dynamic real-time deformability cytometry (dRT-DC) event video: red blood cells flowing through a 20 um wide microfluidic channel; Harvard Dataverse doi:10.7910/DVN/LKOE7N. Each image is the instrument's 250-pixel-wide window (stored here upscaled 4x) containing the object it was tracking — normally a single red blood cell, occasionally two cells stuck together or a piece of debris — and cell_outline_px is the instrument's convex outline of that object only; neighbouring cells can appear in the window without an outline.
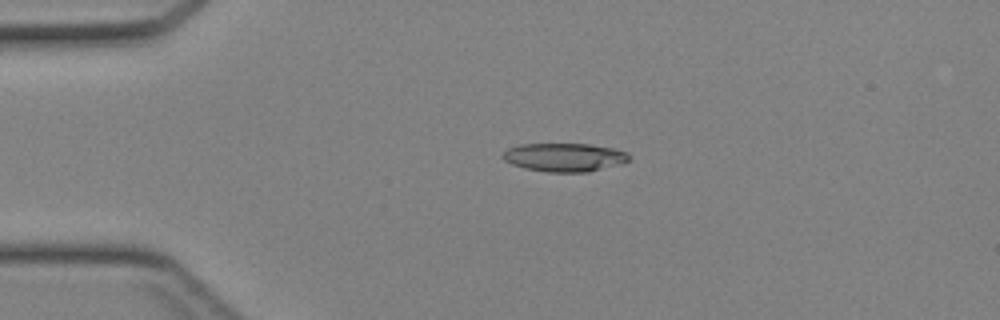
{"species": "Egyptian fruit bat (a non-hibernating species)", "species_latin": "Rousettus aegyptiacus", "temperature_condition": "cold", "stored_images_in_passage": 45, "camera_frame_rate_fps": 3000, "um_per_image_px": 0.085, "animal": {"sex": "female"}, "frame": {"image": 1, "passage_image": 11, "time_ms": 3.333, "image_size_px": [1000, 320], "cell_outline_px": [[628, 160], [620, 164], [588, 172], [548, 172], [524, 168], [512, 164], [504, 160], [500, 156], [500, 152], [508, 148], [520, 144], [588, 144], [612, 148], [628, 152]], "centroid_in_image_um": [47.91, 13.37], "position_along_channel_um": 37.1, "area_um2": 20.98}}
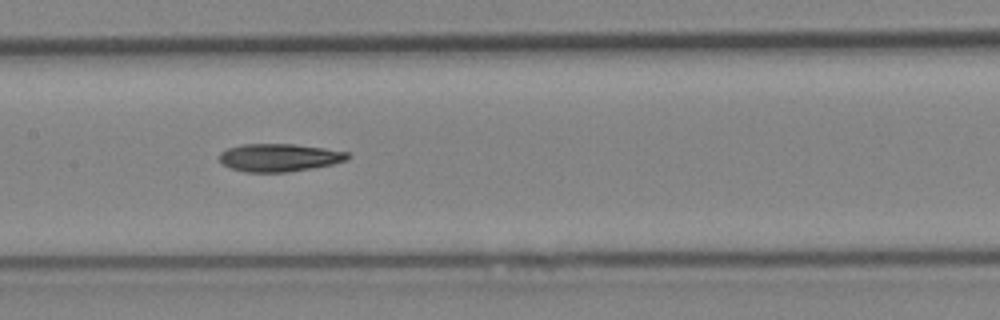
{"frame": {"image": 2, "passage_image": 23, "time_ms": 7.333, "image_size_px": [1000, 320], "cell_outline_px": [[348, 160], [332, 164], [288, 172], [244, 172], [228, 168], [220, 160], [220, 152], [228, 148], [244, 144], [296, 144], [324, 148], [348, 152]], "centroid_in_image_um": [23.72, 13.39], "position_along_channel_um": 183.7, "area_um2": 20.75}}
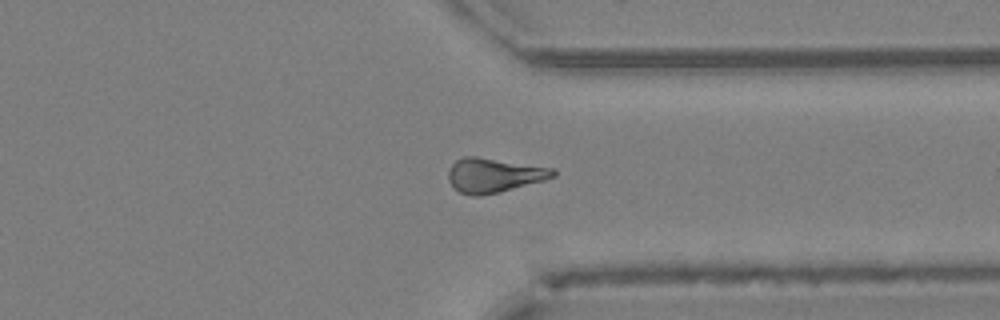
{"frame": {"image": 3, "passage_image": 35, "time_ms": 11.333, "image_size_px": [1000, 320], "cell_outline_px": [[556, 176], [544, 180], [500, 192], [480, 196], [472, 196], [460, 192], [448, 180], [448, 168], [456, 160], [464, 156], [476, 156], [556, 168]], "centroid_in_image_um": [42.0, 14.88], "position_along_channel_um": 369.4, "area_um2": 21.1}}